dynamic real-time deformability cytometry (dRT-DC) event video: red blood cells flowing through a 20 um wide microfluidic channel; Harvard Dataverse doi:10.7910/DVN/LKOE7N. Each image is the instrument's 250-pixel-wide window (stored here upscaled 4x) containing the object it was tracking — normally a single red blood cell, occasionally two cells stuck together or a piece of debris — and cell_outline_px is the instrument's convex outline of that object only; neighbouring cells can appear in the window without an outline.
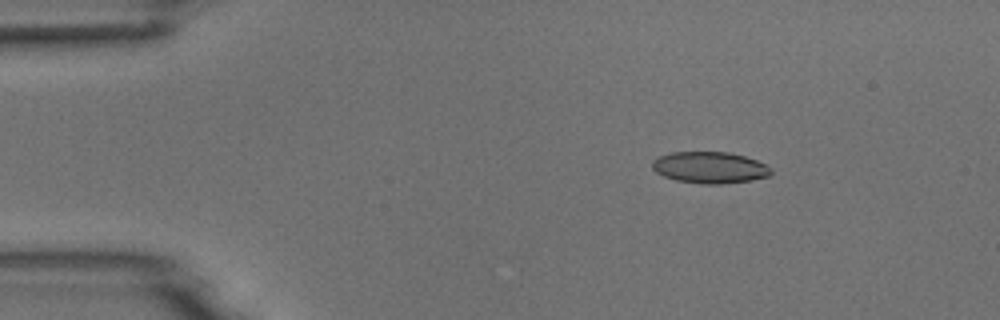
{"species": "common noctule bat (a hibernating species)", "species_latin": "Nyctalus noctula", "temperature_condition": "room temperature", "stored_images_in_passage": 4, "camera_frame_rate_fps": 3000, "um_per_image_px": 0.085, "animal": {"sex": "male", "body_mass_g": 18.8}, "frame": {"image": 1, "passage_image": 3, "time_ms": 2.333, "image_size_px": [1000, 320], "cell_outline_px": [[772, 172], [768, 176], [752, 180], [720, 184], [700, 184], [676, 180], [664, 176], [656, 172], [652, 168], [652, 160], [660, 156], [672, 152], [728, 152], [744, 156], [756, 160], [772, 168]], "centroid_in_image_um": [60.32, 14.24], "position_along_channel_um": 24.7, "area_um2": 21.79}}